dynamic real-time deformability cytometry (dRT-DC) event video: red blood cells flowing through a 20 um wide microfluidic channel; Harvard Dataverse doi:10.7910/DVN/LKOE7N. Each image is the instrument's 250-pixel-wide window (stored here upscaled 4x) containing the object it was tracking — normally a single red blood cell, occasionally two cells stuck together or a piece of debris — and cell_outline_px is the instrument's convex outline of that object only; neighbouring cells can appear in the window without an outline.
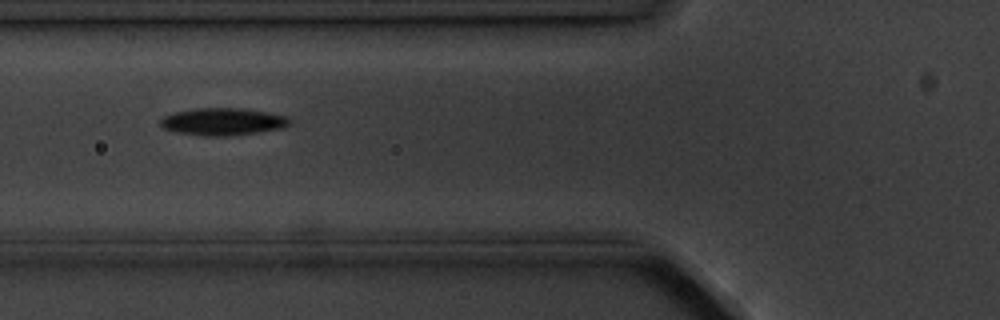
{"species": "common noctule bat (a hibernating species)", "species_latin": "Nyctalus noctula", "temperature_condition": "cold", "stored_images_in_passage": 9, "camera_frame_rate_fps": 3000, "um_per_image_px": 0.085, "animal": {"sex": "male", "body_mass_g": 20.1, "forearm_length_mm": 53.5}, "frame": {"image": 1, "passage_image": 6, "time_ms": 5.667, "image_size_px": [1000, 320], "cell_outline_px": [[292, 124], [280, 128], [256, 132], [224, 136], [204, 136], [176, 132], [164, 128], [160, 124], [160, 120], [164, 116], [172, 112], [196, 108], [240, 108], [288, 116], [292, 120]], "centroid_in_image_um": [18.92, 10.33], "position_along_channel_um": 106.9, "area_um2": 20.46}}